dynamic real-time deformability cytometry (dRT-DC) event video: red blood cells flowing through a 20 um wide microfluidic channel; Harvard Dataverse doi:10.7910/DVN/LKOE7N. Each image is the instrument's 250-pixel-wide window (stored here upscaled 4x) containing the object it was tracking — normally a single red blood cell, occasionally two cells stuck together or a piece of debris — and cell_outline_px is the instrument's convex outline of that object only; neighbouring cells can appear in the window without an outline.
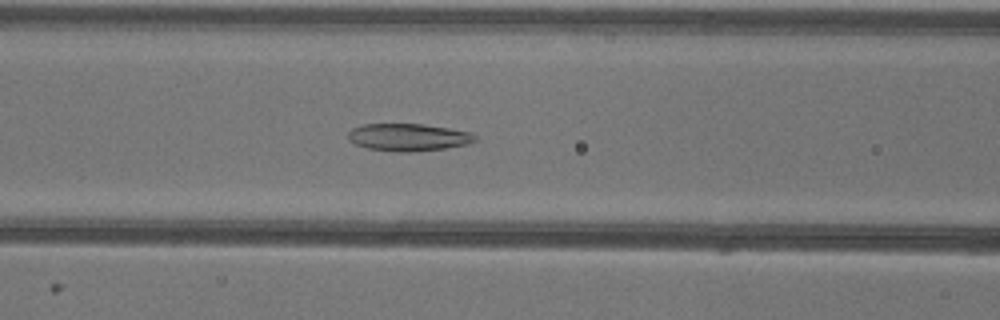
{"species": "common noctule bat (a hibernating species)", "species_latin": "Nyctalus noctula", "temperature_condition": "warm", "stored_images_in_passage": 52, "camera_frame_rate_fps": 3000, "um_per_image_px": 0.085, "animal": {"sex": "female"}, "frame": {"image": 1, "passage_image": 21, "time_ms": 6.667, "image_size_px": [1000, 320], "cell_outline_px": [[476, 140], [468, 144], [444, 148], [412, 152], [396, 152], [368, 148], [356, 144], [348, 140], [348, 132], [352, 128], [364, 124], [424, 124], [472, 132], [476, 136]], "centroid_in_image_um": [34.71, 11.66], "position_along_channel_um": 131.9, "area_um2": 20.29}}
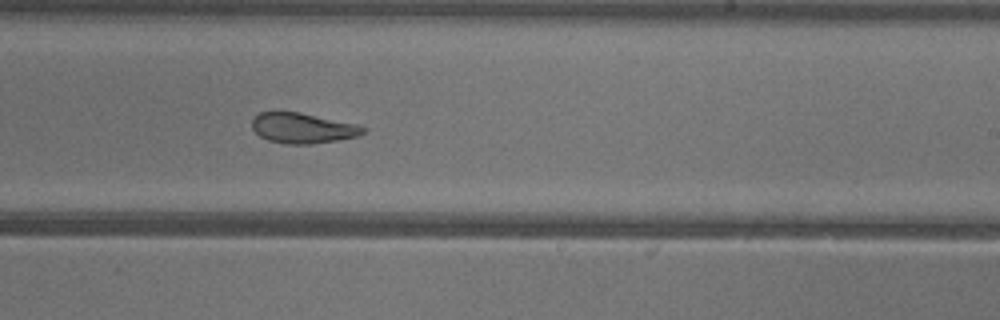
{"frame": {"image": 2, "passage_image": 31, "time_ms": 10.0, "image_size_px": [1000, 320], "cell_outline_px": [[364, 132], [356, 136], [336, 140], [312, 144], [288, 144], [268, 140], [260, 136], [252, 128], [252, 120], [260, 112], [300, 112], [356, 124], [364, 128]], "centroid_in_image_um": [25.69, 10.89], "position_along_channel_um": 263.3, "area_um2": 19.31}}
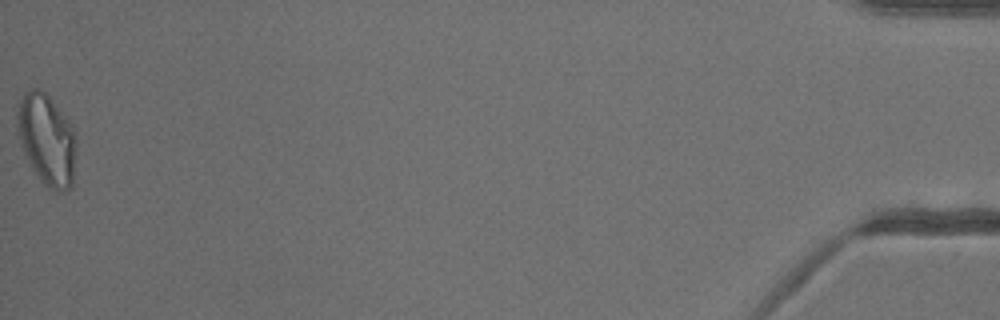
{"frame": {"image": 3, "passage_image": 52, "time_ms": 17.0, "image_size_px": [1000, 320], "cell_outline_px": [[76, 148], [72, 188], [64, 192], [56, 192], [48, 188], [40, 180], [32, 168], [24, 152], [16, 124], [16, 112], [20, 100], [24, 92], [28, 88], [36, 88], [44, 92], [68, 116], [72, 124], [76, 136]], "centroid_in_image_um": [4.0, 11.86], "position_along_channel_um": 431.2, "area_um2": 31.85}, "authors_computed_cell_mechanics": {"area_um2": 23.3223, "velocity_mm_per_s": 3.9575, "shape_relaxation_time_tau1_ms": null, "shape_relaxation_time_tau2_ms": 2.3348, "deformation_change_tau1": null, "deformation_change_tau2": 0.0954}}